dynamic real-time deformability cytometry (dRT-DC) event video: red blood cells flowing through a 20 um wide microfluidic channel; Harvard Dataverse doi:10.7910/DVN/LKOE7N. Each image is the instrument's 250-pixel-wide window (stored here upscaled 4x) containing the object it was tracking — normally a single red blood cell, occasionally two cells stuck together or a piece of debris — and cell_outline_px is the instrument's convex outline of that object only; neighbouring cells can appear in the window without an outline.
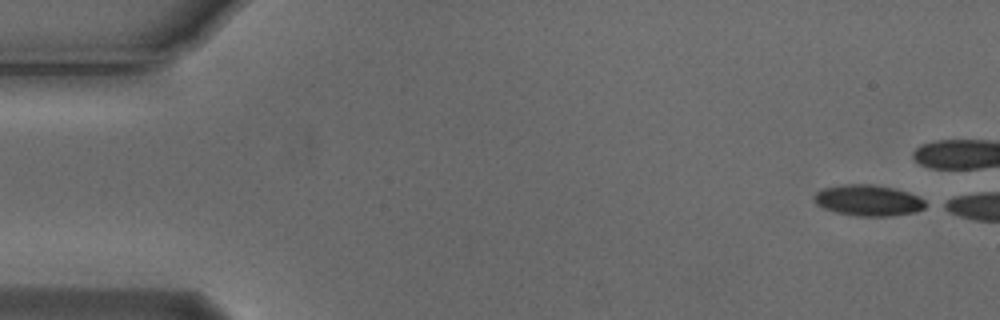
{"species": "Egyptian fruit bat (a non-hibernating species)", "species_latin": "Rousettus aegyptiacus", "temperature_condition": "cold", "stored_images_in_passage": 5, "camera_frame_rate_fps": 3000, "um_per_image_px": 0.085, "animal": {"sex": "male"}, "frame": {"image": 1, "passage_image": 1, "time_ms": 0.0, "image_size_px": [1000, 320], "cell_outline_px": [[932, 204], [916, 212], [888, 216], [856, 216], [836, 212], [824, 208], [816, 204], [812, 200], [812, 196], [816, 192], [824, 188], [844, 184], [872, 184], [896, 188], [920, 196]], "centroid_in_image_um": [73.85, 17.03], "position_along_channel_um": 11.2, "area_um2": 20.58}}